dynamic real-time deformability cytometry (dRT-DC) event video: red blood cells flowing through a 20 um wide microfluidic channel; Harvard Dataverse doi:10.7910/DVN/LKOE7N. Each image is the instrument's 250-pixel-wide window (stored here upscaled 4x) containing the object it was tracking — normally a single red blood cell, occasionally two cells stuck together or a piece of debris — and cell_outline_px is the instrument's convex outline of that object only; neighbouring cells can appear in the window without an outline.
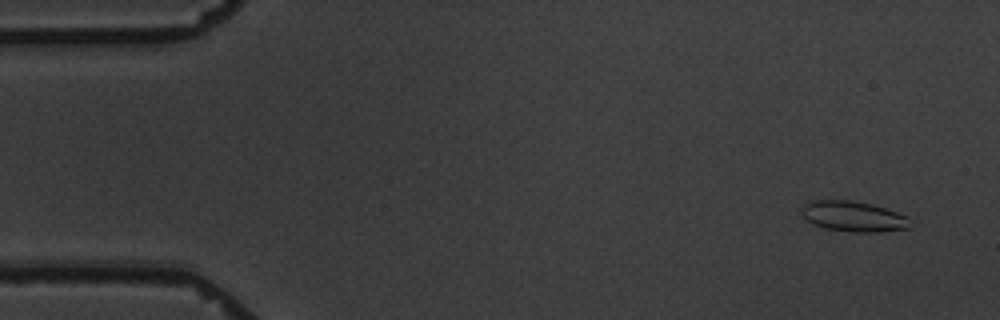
{"species": "common noctule bat (a hibernating species)", "species_latin": "Nyctalus noctula", "temperature_condition": "warm", "stored_images_in_passage": 4, "camera_frame_rate_fps": 3000, "um_per_image_px": 0.085, "animal": {"sex": "male", "body_mass_g": 19.5, "forearm_length_mm": 54.6}, "frame": {"image": 1, "passage_image": 1, "time_ms": 0.0, "image_size_px": [1000, 320], "cell_outline_px": [[912, 228], [880, 232], [852, 232], [824, 228], [808, 220], [800, 212], [804, 204], [816, 200], [848, 200], [872, 204], [888, 208], [908, 216]], "centroid_in_image_um": [72.61, 18.4], "position_along_channel_um": 12.4, "area_um2": 19.36}}